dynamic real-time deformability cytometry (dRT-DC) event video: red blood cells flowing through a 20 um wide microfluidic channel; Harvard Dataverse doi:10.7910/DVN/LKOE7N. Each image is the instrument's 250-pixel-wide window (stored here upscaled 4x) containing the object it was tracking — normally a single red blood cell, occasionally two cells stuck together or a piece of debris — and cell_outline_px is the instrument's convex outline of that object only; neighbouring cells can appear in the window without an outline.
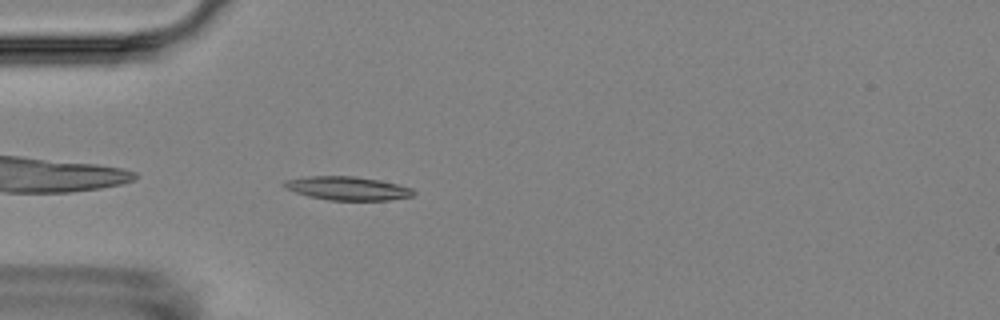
{"species": "Egyptian fruit bat (a non-hibernating species)", "species_latin": "Rousettus aegyptiacus", "temperature_condition": "room temperature", "stored_images_in_passage": 4, "camera_frame_rate_fps": 3000, "um_per_image_px": 0.085, "animal": {"sex": "female"}, "frame": {"image": 1, "passage_image": 4, "time_ms": 4.333, "image_size_px": [1000, 320], "cell_outline_px": [[416, 192], [412, 196], [388, 200], [328, 200], [308, 196], [296, 192], [280, 184], [284, 180], [308, 176], [352, 176], [380, 180], [412, 188]], "centroid_in_image_um": [29.53, 16.0], "position_along_channel_um": 55.5, "area_um2": 17.69}}